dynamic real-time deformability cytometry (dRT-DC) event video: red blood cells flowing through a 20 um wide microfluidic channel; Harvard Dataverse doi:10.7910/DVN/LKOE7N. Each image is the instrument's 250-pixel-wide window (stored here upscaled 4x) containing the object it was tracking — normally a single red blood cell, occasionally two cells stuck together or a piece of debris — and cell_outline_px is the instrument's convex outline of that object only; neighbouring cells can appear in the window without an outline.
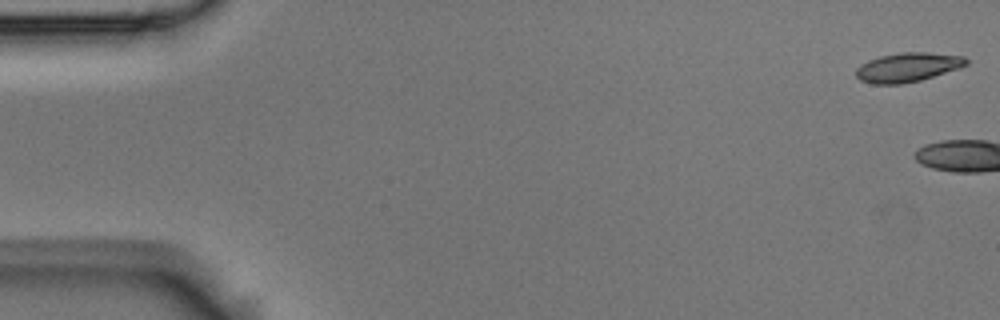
{"species": "Egyptian fruit bat (a non-hibernating species)", "species_latin": "Rousettus aegyptiacus", "temperature_condition": "room temperature", "stored_images_in_passage": 8, "camera_frame_rate_fps": 3000, "um_per_image_px": 0.085, "animal": {"sex": "male"}, "frame": {"image": 1, "passage_image": 1, "time_ms": 0.0, "image_size_px": [1000, 320], "cell_outline_px": [[968, 64], [960, 68], [920, 80], [900, 84], [872, 84], [860, 80], [856, 76], [856, 68], [860, 64], [868, 60], [880, 56], [900, 52], [928, 52], [964, 56], [968, 60]], "centroid_in_image_um": [77.15, 5.71], "position_along_channel_um": 7.9, "area_um2": 18.84}}
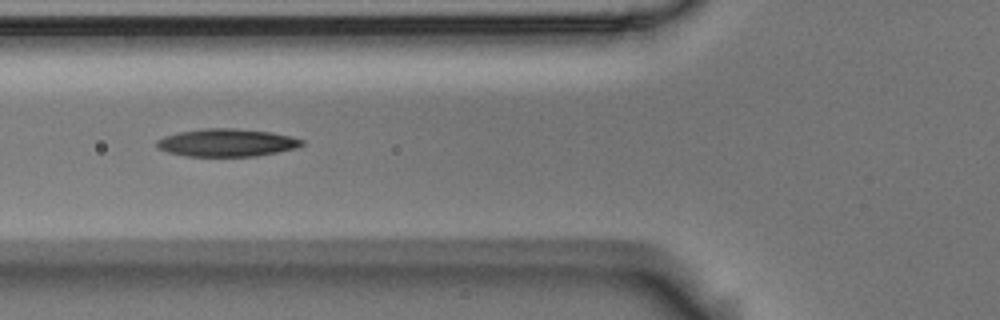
{"frame": {"image": 2, "passage_image": 7, "time_ms": 2.0, "image_size_px": [1000, 320], "cell_outline_px": [[304, 144], [296, 148], [256, 156], [188, 156], [168, 152], [160, 148], [156, 144], [156, 140], [164, 136], [180, 132], [204, 128], [236, 128], [272, 132], [292, 136], [304, 140]], "centroid_in_image_um": [19.31, 12.12], "position_along_channel_um": 106.5, "area_um2": 23.41}}
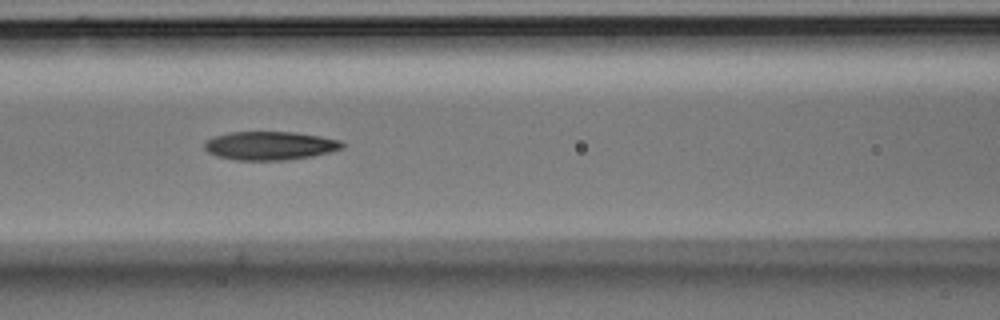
{"frame": {"image": 3, "passage_image": 8, "time_ms": 2.333, "image_size_px": [1000, 320], "cell_outline_px": [[344, 148], [312, 156], [288, 160], [236, 160], [216, 156], [208, 152], [204, 148], [204, 144], [212, 136], [232, 132], [296, 132], [320, 136], [340, 140], [344, 144]], "centroid_in_image_um": [22.94, 12.38], "position_along_channel_um": 143.7, "area_um2": 22.95}}